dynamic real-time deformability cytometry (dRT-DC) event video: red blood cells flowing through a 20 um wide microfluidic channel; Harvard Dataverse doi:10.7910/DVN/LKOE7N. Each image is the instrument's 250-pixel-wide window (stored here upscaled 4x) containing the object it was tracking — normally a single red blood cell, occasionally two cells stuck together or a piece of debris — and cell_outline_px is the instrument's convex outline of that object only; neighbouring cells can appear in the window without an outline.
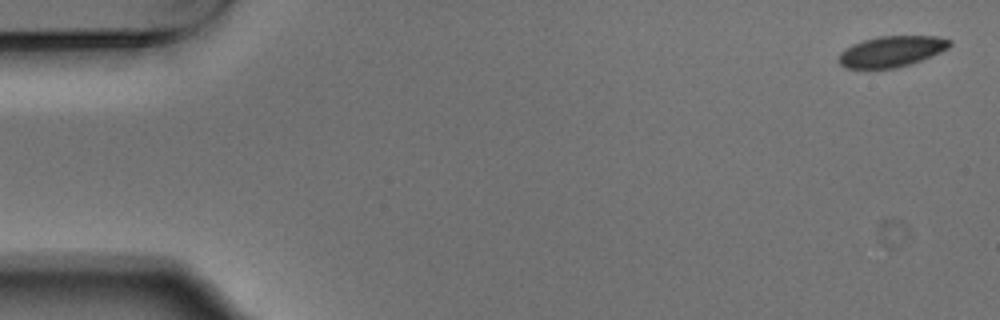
{"species": "Egyptian fruit bat (a non-hibernating species)", "species_latin": "Rousettus aegyptiacus", "temperature_condition": "warm", "stored_images_in_passage": 4, "camera_frame_rate_fps": 3000, "um_per_image_px": 0.085, "animal": {"sex": "male"}, "frame": {"image": 1, "passage_image": 1, "time_ms": 0.0, "image_size_px": [1000, 320], "cell_outline_px": [[952, 44], [948, 48], [940, 52], [920, 60], [896, 68], [848, 68], [840, 64], [836, 60], [840, 52], [844, 48], [852, 44], [864, 40], [880, 36], [936, 36], [952, 40]], "centroid_in_image_um": [75.75, 4.36], "position_along_channel_um": 9.2, "area_um2": 19.88}}
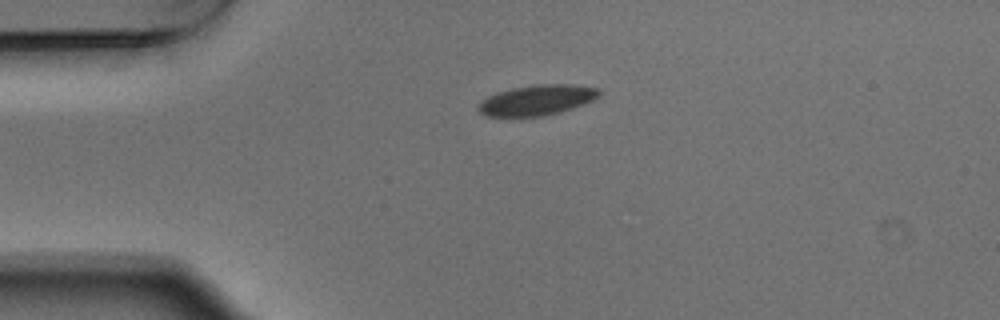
{"frame": {"image": 2, "passage_image": 4, "time_ms": 1.0, "image_size_px": [1000, 320], "cell_outline_px": [[600, 96], [592, 100], [560, 112], [540, 116], [488, 116], [480, 112], [476, 108], [488, 96], [496, 92], [512, 88], [540, 84], [572, 84], [600, 88]], "centroid_in_image_um": [45.66, 8.49], "position_along_channel_um": 39.3, "area_um2": 21.1}}